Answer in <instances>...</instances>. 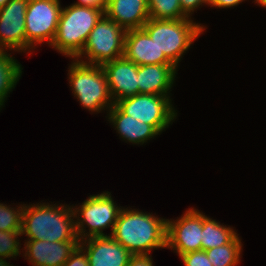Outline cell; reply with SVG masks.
<instances>
[{
  "instance_id": "cell-1",
  "label": "cell",
  "mask_w": 266,
  "mask_h": 266,
  "mask_svg": "<svg viewBox=\"0 0 266 266\" xmlns=\"http://www.w3.org/2000/svg\"><path fill=\"white\" fill-rule=\"evenodd\" d=\"M167 219L138 209H121L110 236L133 255L166 248Z\"/></svg>"
},
{
  "instance_id": "cell-2",
  "label": "cell",
  "mask_w": 266,
  "mask_h": 266,
  "mask_svg": "<svg viewBox=\"0 0 266 266\" xmlns=\"http://www.w3.org/2000/svg\"><path fill=\"white\" fill-rule=\"evenodd\" d=\"M21 233L28 237L27 240L80 241L72 206L65 204H24Z\"/></svg>"
},
{
  "instance_id": "cell-3",
  "label": "cell",
  "mask_w": 266,
  "mask_h": 266,
  "mask_svg": "<svg viewBox=\"0 0 266 266\" xmlns=\"http://www.w3.org/2000/svg\"><path fill=\"white\" fill-rule=\"evenodd\" d=\"M104 15L101 9L71 4L63 7L52 48L71 59L85 47L91 30Z\"/></svg>"
},
{
  "instance_id": "cell-4",
  "label": "cell",
  "mask_w": 266,
  "mask_h": 266,
  "mask_svg": "<svg viewBox=\"0 0 266 266\" xmlns=\"http://www.w3.org/2000/svg\"><path fill=\"white\" fill-rule=\"evenodd\" d=\"M160 52L178 68L184 53L205 30L204 25L189 18L165 20L150 18L142 27Z\"/></svg>"
},
{
  "instance_id": "cell-5",
  "label": "cell",
  "mask_w": 266,
  "mask_h": 266,
  "mask_svg": "<svg viewBox=\"0 0 266 266\" xmlns=\"http://www.w3.org/2000/svg\"><path fill=\"white\" fill-rule=\"evenodd\" d=\"M68 75L74 97L88 111H109L115 104L102 65L84 63L73 58Z\"/></svg>"
},
{
  "instance_id": "cell-6",
  "label": "cell",
  "mask_w": 266,
  "mask_h": 266,
  "mask_svg": "<svg viewBox=\"0 0 266 266\" xmlns=\"http://www.w3.org/2000/svg\"><path fill=\"white\" fill-rule=\"evenodd\" d=\"M72 209L74 219H77L75 220L76 233L81 241L92 236H106L103 233L106 228H111L112 234L122 207L117 206L109 191H105L90 195L79 207L72 206Z\"/></svg>"
},
{
  "instance_id": "cell-7",
  "label": "cell",
  "mask_w": 266,
  "mask_h": 266,
  "mask_svg": "<svg viewBox=\"0 0 266 266\" xmlns=\"http://www.w3.org/2000/svg\"><path fill=\"white\" fill-rule=\"evenodd\" d=\"M126 32L123 27L103 15L91 30L85 47L76 59L103 65L123 57ZM84 56L88 61L82 59Z\"/></svg>"
},
{
  "instance_id": "cell-8",
  "label": "cell",
  "mask_w": 266,
  "mask_h": 266,
  "mask_svg": "<svg viewBox=\"0 0 266 266\" xmlns=\"http://www.w3.org/2000/svg\"><path fill=\"white\" fill-rule=\"evenodd\" d=\"M170 96L136 94L115 102L127 115L152 125L160 134L176 119L177 112Z\"/></svg>"
},
{
  "instance_id": "cell-9",
  "label": "cell",
  "mask_w": 266,
  "mask_h": 266,
  "mask_svg": "<svg viewBox=\"0 0 266 266\" xmlns=\"http://www.w3.org/2000/svg\"><path fill=\"white\" fill-rule=\"evenodd\" d=\"M62 7L59 0H29L25 14L26 51L47 41L51 46ZM31 49V50H30Z\"/></svg>"
},
{
  "instance_id": "cell-10",
  "label": "cell",
  "mask_w": 266,
  "mask_h": 266,
  "mask_svg": "<svg viewBox=\"0 0 266 266\" xmlns=\"http://www.w3.org/2000/svg\"><path fill=\"white\" fill-rule=\"evenodd\" d=\"M202 212L189 208L179 219H167L166 248L179 257L201 250Z\"/></svg>"
},
{
  "instance_id": "cell-11",
  "label": "cell",
  "mask_w": 266,
  "mask_h": 266,
  "mask_svg": "<svg viewBox=\"0 0 266 266\" xmlns=\"http://www.w3.org/2000/svg\"><path fill=\"white\" fill-rule=\"evenodd\" d=\"M29 0H10L0 8V50L26 53L25 14Z\"/></svg>"
},
{
  "instance_id": "cell-12",
  "label": "cell",
  "mask_w": 266,
  "mask_h": 266,
  "mask_svg": "<svg viewBox=\"0 0 266 266\" xmlns=\"http://www.w3.org/2000/svg\"><path fill=\"white\" fill-rule=\"evenodd\" d=\"M89 266H127L133 255L110 235L92 236L80 241Z\"/></svg>"
},
{
  "instance_id": "cell-13",
  "label": "cell",
  "mask_w": 266,
  "mask_h": 266,
  "mask_svg": "<svg viewBox=\"0 0 266 266\" xmlns=\"http://www.w3.org/2000/svg\"><path fill=\"white\" fill-rule=\"evenodd\" d=\"M114 103L139 94L138 65L124 56L102 65Z\"/></svg>"
},
{
  "instance_id": "cell-14",
  "label": "cell",
  "mask_w": 266,
  "mask_h": 266,
  "mask_svg": "<svg viewBox=\"0 0 266 266\" xmlns=\"http://www.w3.org/2000/svg\"><path fill=\"white\" fill-rule=\"evenodd\" d=\"M80 241L49 242L43 240H25L23 256L32 266H62Z\"/></svg>"
},
{
  "instance_id": "cell-15",
  "label": "cell",
  "mask_w": 266,
  "mask_h": 266,
  "mask_svg": "<svg viewBox=\"0 0 266 266\" xmlns=\"http://www.w3.org/2000/svg\"><path fill=\"white\" fill-rule=\"evenodd\" d=\"M136 65L173 64L160 52L152 38L143 29L128 30L125 35L124 55Z\"/></svg>"
},
{
  "instance_id": "cell-16",
  "label": "cell",
  "mask_w": 266,
  "mask_h": 266,
  "mask_svg": "<svg viewBox=\"0 0 266 266\" xmlns=\"http://www.w3.org/2000/svg\"><path fill=\"white\" fill-rule=\"evenodd\" d=\"M104 15L126 31L142 28L150 19L148 0H106Z\"/></svg>"
},
{
  "instance_id": "cell-17",
  "label": "cell",
  "mask_w": 266,
  "mask_h": 266,
  "mask_svg": "<svg viewBox=\"0 0 266 266\" xmlns=\"http://www.w3.org/2000/svg\"><path fill=\"white\" fill-rule=\"evenodd\" d=\"M177 71L174 64L139 65V94L170 96Z\"/></svg>"
},
{
  "instance_id": "cell-18",
  "label": "cell",
  "mask_w": 266,
  "mask_h": 266,
  "mask_svg": "<svg viewBox=\"0 0 266 266\" xmlns=\"http://www.w3.org/2000/svg\"><path fill=\"white\" fill-rule=\"evenodd\" d=\"M108 121L124 141L143 145L160 133L150 124L124 114L115 104L107 112Z\"/></svg>"
},
{
  "instance_id": "cell-19",
  "label": "cell",
  "mask_w": 266,
  "mask_h": 266,
  "mask_svg": "<svg viewBox=\"0 0 266 266\" xmlns=\"http://www.w3.org/2000/svg\"><path fill=\"white\" fill-rule=\"evenodd\" d=\"M238 234L232 227L221 225L202 212L201 250H208L230 243Z\"/></svg>"
},
{
  "instance_id": "cell-20",
  "label": "cell",
  "mask_w": 266,
  "mask_h": 266,
  "mask_svg": "<svg viewBox=\"0 0 266 266\" xmlns=\"http://www.w3.org/2000/svg\"><path fill=\"white\" fill-rule=\"evenodd\" d=\"M11 53L0 50V110L22 75V66Z\"/></svg>"
},
{
  "instance_id": "cell-21",
  "label": "cell",
  "mask_w": 266,
  "mask_h": 266,
  "mask_svg": "<svg viewBox=\"0 0 266 266\" xmlns=\"http://www.w3.org/2000/svg\"><path fill=\"white\" fill-rule=\"evenodd\" d=\"M238 235L228 244L206 250L213 266H237L240 262L242 245Z\"/></svg>"
},
{
  "instance_id": "cell-22",
  "label": "cell",
  "mask_w": 266,
  "mask_h": 266,
  "mask_svg": "<svg viewBox=\"0 0 266 266\" xmlns=\"http://www.w3.org/2000/svg\"><path fill=\"white\" fill-rule=\"evenodd\" d=\"M150 18L176 20L189 18L181 9L180 0H148Z\"/></svg>"
},
{
  "instance_id": "cell-23",
  "label": "cell",
  "mask_w": 266,
  "mask_h": 266,
  "mask_svg": "<svg viewBox=\"0 0 266 266\" xmlns=\"http://www.w3.org/2000/svg\"><path fill=\"white\" fill-rule=\"evenodd\" d=\"M24 204L10 207L0 203V231H21Z\"/></svg>"
},
{
  "instance_id": "cell-24",
  "label": "cell",
  "mask_w": 266,
  "mask_h": 266,
  "mask_svg": "<svg viewBox=\"0 0 266 266\" xmlns=\"http://www.w3.org/2000/svg\"><path fill=\"white\" fill-rule=\"evenodd\" d=\"M18 236H22L21 231H0V258H15L21 254Z\"/></svg>"
},
{
  "instance_id": "cell-25",
  "label": "cell",
  "mask_w": 266,
  "mask_h": 266,
  "mask_svg": "<svg viewBox=\"0 0 266 266\" xmlns=\"http://www.w3.org/2000/svg\"><path fill=\"white\" fill-rule=\"evenodd\" d=\"M185 266H213L204 250L189 252L180 256Z\"/></svg>"
},
{
  "instance_id": "cell-26",
  "label": "cell",
  "mask_w": 266,
  "mask_h": 266,
  "mask_svg": "<svg viewBox=\"0 0 266 266\" xmlns=\"http://www.w3.org/2000/svg\"><path fill=\"white\" fill-rule=\"evenodd\" d=\"M62 266H89L85 251L78 246Z\"/></svg>"
},
{
  "instance_id": "cell-27",
  "label": "cell",
  "mask_w": 266,
  "mask_h": 266,
  "mask_svg": "<svg viewBox=\"0 0 266 266\" xmlns=\"http://www.w3.org/2000/svg\"><path fill=\"white\" fill-rule=\"evenodd\" d=\"M182 11L188 16L194 13L195 9L201 5H208V0H180Z\"/></svg>"
},
{
  "instance_id": "cell-28",
  "label": "cell",
  "mask_w": 266,
  "mask_h": 266,
  "mask_svg": "<svg viewBox=\"0 0 266 266\" xmlns=\"http://www.w3.org/2000/svg\"><path fill=\"white\" fill-rule=\"evenodd\" d=\"M152 261L153 259L149 254H137L130 257L127 266H154Z\"/></svg>"
},
{
  "instance_id": "cell-29",
  "label": "cell",
  "mask_w": 266,
  "mask_h": 266,
  "mask_svg": "<svg viewBox=\"0 0 266 266\" xmlns=\"http://www.w3.org/2000/svg\"><path fill=\"white\" fill-rule=\"evenodd\" d=\"M73 4L77 6L98 8L104 12L106 7V0H78L76 3Z\"/></svg>"
},
{
  "instance_id": "cell-30",
  "label": "cell",
  "mask_w": 266,
  "mask_h": 266,
  "mask_svg": "<svg viewBox=\"0 0 266 266\" xmlns=\"http://www.w3.org/2000/svg\"><path fill=\"white\" fill-rule=\"evenodd\" d=\"M245 0H208V5L218 8H230L242 3Z\"/></svg>"
},
{
  "instance_id": "cell-31",
  "label": "cell",
  "mask_w": 266,
  "mask_h": 266,
  "mask_svg": "<svg viewBox=\"0 0 266 266\" xmlns=\"http://www.w3.org/2000/svg\"><path fill=\"white\" fill-rule=\"evenodd\" d=\"M0 266H13L12 264L10 265V263L7 262V260H5V258H0Z\"/></svg>"
},
{
  "instance_id": "cell-32",
  "label": "cell",
  "mask_w": 266,
  "mask_h": 266,
  "mask_svg": "<svg viewBox=\"0 0 266 266\" xmlns=\"http://www.w3.org/2000/svg\"><path fill=\"white\" fill-rule=\"evenodd\" d=\"M254 3H257L259 6H263L266 8V0H255Z\"/></svg>"
},
{
  "instance_id": "cell-33",
  "label": "cell",
  "mask_w": 266,
  "mask_h": 266,
  "mask_svg": "<svg viewBox=\"0 0 266 266\" xmlns=\"http://www.w3.org/2000/svg\"><path fill=\"white\" fill-rule=\"evenodd\" d=\"M10 0H0V8L5 6Z\"/></svg>"
}]
</instances>
